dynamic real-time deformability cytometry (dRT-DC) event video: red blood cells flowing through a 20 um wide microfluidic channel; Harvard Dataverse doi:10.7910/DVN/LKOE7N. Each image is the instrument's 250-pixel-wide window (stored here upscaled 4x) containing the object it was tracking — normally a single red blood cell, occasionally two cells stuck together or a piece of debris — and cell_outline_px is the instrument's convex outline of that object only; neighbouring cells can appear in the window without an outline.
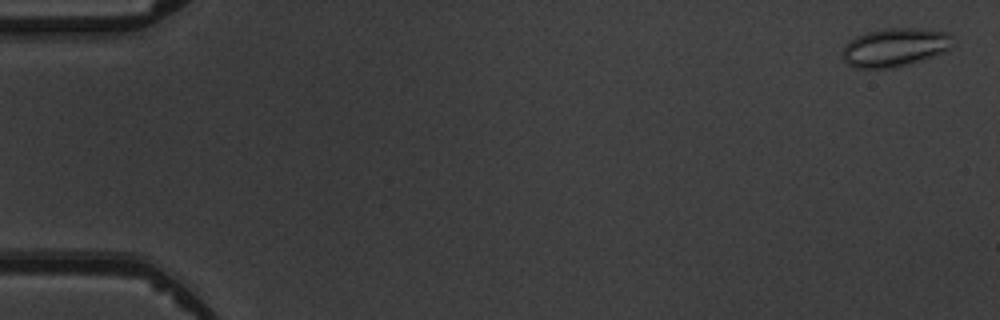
{"species": "common noctule bat (a hibernating species)", "species_latin": "Nyctalus noctula", "temperature_condition": "warm", "stored_images_in_passage": 5, "camera_frame_rate_fps": 3000, "um_per_image_px": 0.085, "animal": {"sex": "male", "body_mass_g": 19.5, "forearm_length_mm": 54.6}, "frame": {"image": 1, "passage_image": 1, "time_ms": 0.0, "image_size_px": [1000, 320], "cell_outline_px": [[956, 40], [948, 52], [908, 64], [892, 68], [856, 68], [848, 64], [844, 60], [840, 52], [844, 44], [856, 36], [864, 32], [888, 28], [920, 28], [948, 32]], "centroid_in_image_um": [76.09, 4.01], "position_along_channel_um": 8.9, "area_um2": 25.32}}
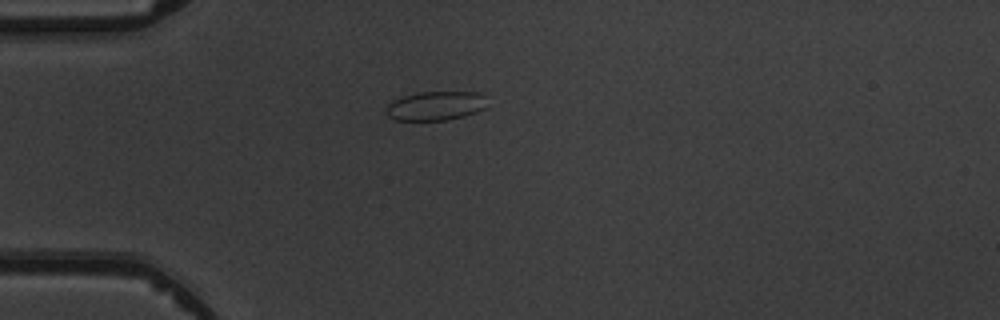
{"frame": {"image": 2, "passage_image": 5, "time_ms": 4.333, "image_size_px": [1000, 320], "cell_outline_px": [[484, 108], [476, 112], [464, 116], [444, 120], [396, 120], [388, 116], [384, 112], [384, 108], [392, 100], [416, 92], [480, 92], [484, 96]], "centroid_in_image_um": [36.96, 8.99], "position_along_channel_um": 48.0, "area_um2": 17.11}}